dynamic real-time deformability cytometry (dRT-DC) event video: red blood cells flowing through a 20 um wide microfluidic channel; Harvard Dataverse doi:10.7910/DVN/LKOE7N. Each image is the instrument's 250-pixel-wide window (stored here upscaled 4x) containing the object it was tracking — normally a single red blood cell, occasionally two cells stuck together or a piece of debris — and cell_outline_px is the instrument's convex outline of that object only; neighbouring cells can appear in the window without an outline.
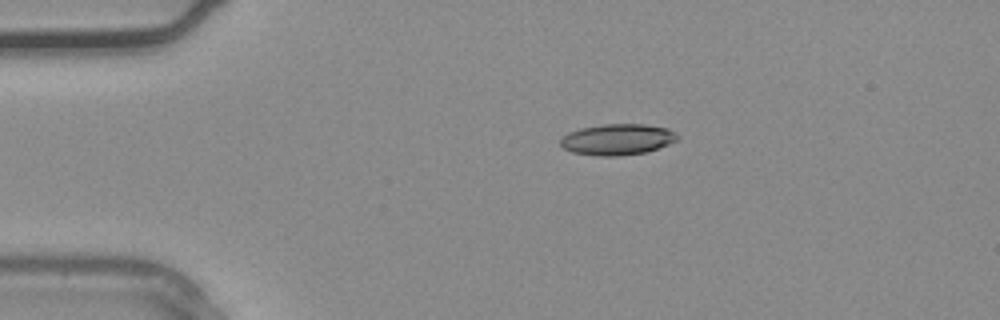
{"species": "common noctule bat (a hibernating species)", "species_latin": "Nyctalus noctula", "temperature_condition": "warm", "stored_images_in_passage": 30, "camera_frame_rate_fps": 3000, "um_per_image_px": 0.085, "animal": {"sex": "male", "body_mass_g": 20.4}, "frame": {"image": 1, "passage_image": 1, "time_ms": 0.0, "image_size_px": [1000, 320], "cell_outline_px": [[680, 136], [676, 140], [668, 144], [644, 152], [620, 156], [596, 156], [572, 152], [564, 148], [560, 144], [560, 140], [568, 132], [580, 128], [604, 124], [644, 124], [668, 128]], "centroid_in_image_um": [52.46, 11.85], "position_along_channel_um": 32.5, "area_um2": 21.1}}
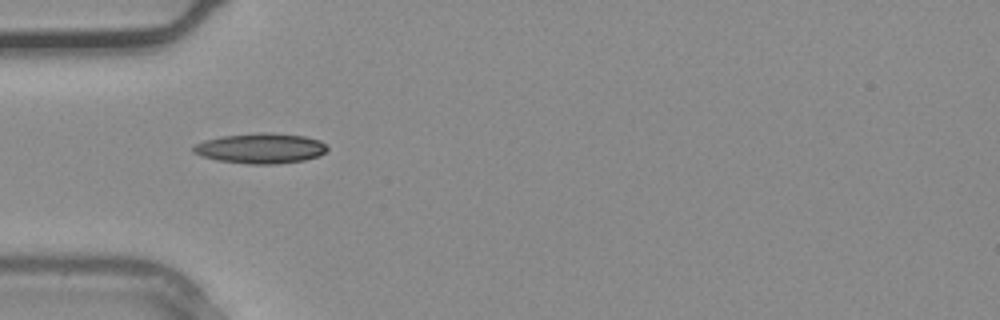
{"frame": {"image": 2, "passage_image": 5, "time_ms": 1.333, "image_size_px": [1000, 320], "cell_outline_px": [[328, 148], [320, 156], [304, 160], [276, 164], [248, 164], [216, 160], [200, 156], [192, 152], [192, 148], [196, 144], [204, 140], [220, 136], [256, 132], [272, 132], [304, 136], [320, 140]], "centroid_in_image_um": [22.13, 12.6], "position_along_channel_um": 62.9, "area_um2": 23.87}}
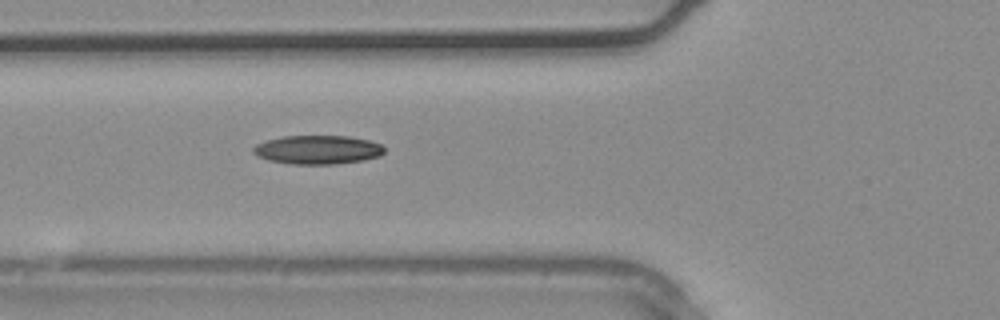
{"frame": {"image": 3, "passage_image": 7, "time_ms": 2.0, "image_size_px": [1000, 320], "cell_outline_px": [[384, 152], [380, 156], [364, 160], [332, 164], [292, 164], [268, 160], [252, 152], [252, 148], [256, 144], [268, 140], [284, 136], [348, 136], [368, 140], [380, 144], [384, 148]], "centroid_in_image_um": [27.01, 12.73], "position_along_channel_um": 98.8, "area_um2": 21.85}}